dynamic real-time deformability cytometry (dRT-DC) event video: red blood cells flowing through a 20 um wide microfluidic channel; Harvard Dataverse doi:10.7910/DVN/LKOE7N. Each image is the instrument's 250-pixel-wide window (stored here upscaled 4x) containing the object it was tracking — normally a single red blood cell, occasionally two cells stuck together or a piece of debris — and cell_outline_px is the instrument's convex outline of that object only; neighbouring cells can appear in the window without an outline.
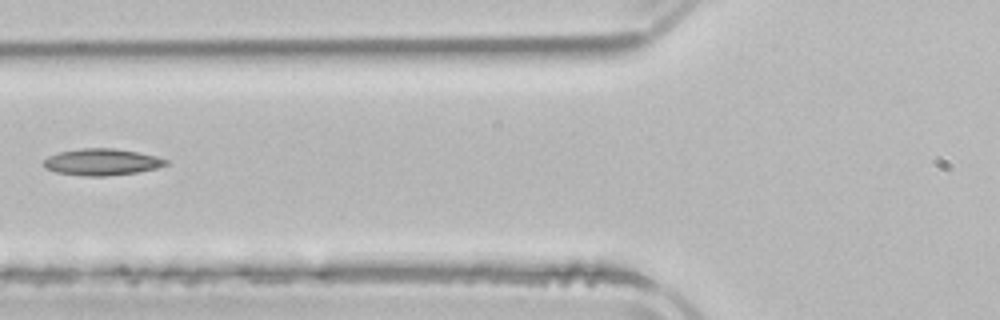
{"species": "common noctule bat (a hibernating species)", "species_latin": "Nyctalus noctula", "temperature_condition": "room temperature", "stored_images_in_passage": 5, "camera_frame_rate_fps": 3000, "um_per_image_px": 0.085, "animal": {"sex": "male", "body_mass_g": 21.5, "forearm_length_mm": 52.0}, "frame": {"image": 1, "passage_image": 5, "time_ms": 7.667, "image_size_px": [1000, 320], "cell_outline_px": [[168, 164], [156, 168], [140, 172], [104, 176], [84, 176], [56, 172], [44, 168], [40, 164], [48, 156], [60, 152], [80, 148], [112, 148], [136, 152], [156, 156], [168, 160]], "centroid_in_image_um": [8.62, 13.77], "position_along_channel_um": 117.2, "area_um2": 19.02}}